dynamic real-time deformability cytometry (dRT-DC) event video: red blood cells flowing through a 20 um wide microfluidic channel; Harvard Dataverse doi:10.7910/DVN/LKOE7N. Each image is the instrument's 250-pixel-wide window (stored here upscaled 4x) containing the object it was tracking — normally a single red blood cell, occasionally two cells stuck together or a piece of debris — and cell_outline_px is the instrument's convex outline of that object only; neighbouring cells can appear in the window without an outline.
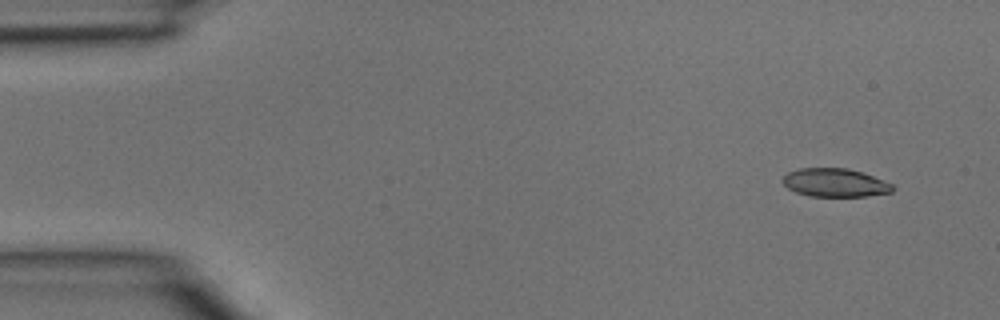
{"species": "common noctule bat (a hibernating species)", "species_latin": "Nyctalus noctula", "temperature_condition": "room temperature", "stored_images_in_passage": 3, "camera_frame_rate_fps": 3000, "um_per_image_px": 0.085, "animal": {"sex": "male", "body_mass_g": 15.6}, "frame": {"image": 1, "passage_image": 1, "time_ms": 0.0, "image_size_px": [1000, 320], "cell_outline_px": [[896, 188], [892, 192], [864, 196], [808, 196], [796, 192], [788, 188], [780, 180], [788, 172], [800, 168], [848, 168], [872, 176], [892, 184]], "centroid_in_image_um": [70.95, 15.53], "position_along_channel_um": 14.0, "area_um2": 18.09}}